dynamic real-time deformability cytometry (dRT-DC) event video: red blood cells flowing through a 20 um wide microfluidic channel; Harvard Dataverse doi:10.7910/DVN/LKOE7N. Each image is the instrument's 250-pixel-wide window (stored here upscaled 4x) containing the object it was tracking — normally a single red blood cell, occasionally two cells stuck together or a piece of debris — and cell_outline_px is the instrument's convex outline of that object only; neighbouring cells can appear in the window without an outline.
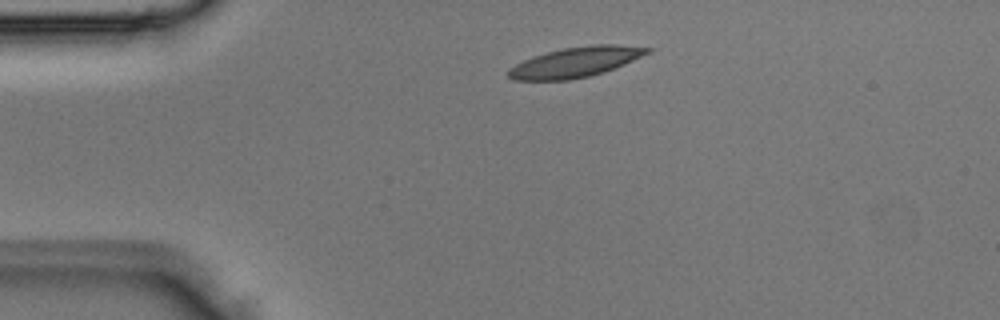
{"species": "Egyptian fruit bat (a non-hibernating species)", "species_latin": "Rousettus aegyptiacus", "temperature_condition": "room temperature", "stored_images_in_passage": 3, "camera_frame_rate_fps": 3000, "um_per_image_px": 0.085, "animal": {"sex": "male"}, "frame": {"image": 1, "passage_image": 1, "time_ms": 0.0, "image_size_px": [1000, 320], "cell_outline_px": [[652, 52], [624, 64], [604, 72], [588, 76], [568, 80], [512, 80], [508, 76], [508, 68], [524, 60], [548, 52], [564, 48], [592, 44], [616, 44], [652, 48]], "centroid_in_image_um": [48.95, 5.28], "position_along_channel_um": 36.1, "area_um2": 24.22}}